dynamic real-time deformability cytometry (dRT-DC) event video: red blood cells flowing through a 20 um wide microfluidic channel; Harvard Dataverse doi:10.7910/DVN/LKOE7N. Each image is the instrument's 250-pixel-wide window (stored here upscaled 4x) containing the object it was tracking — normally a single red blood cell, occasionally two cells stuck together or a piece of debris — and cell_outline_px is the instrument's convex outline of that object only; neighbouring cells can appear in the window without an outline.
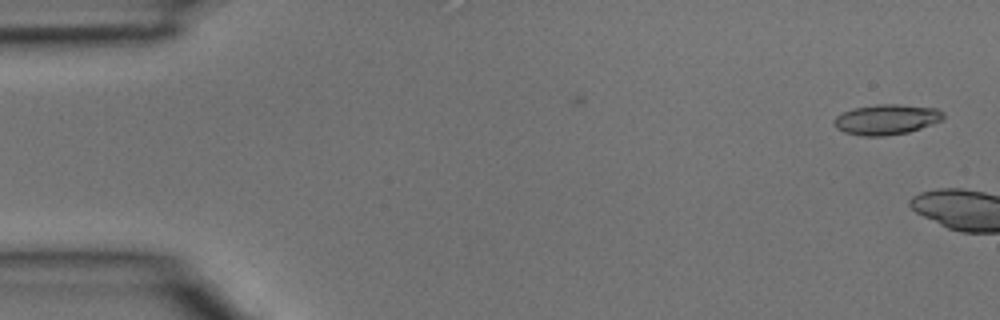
{"species": "common noctule bat (a hibernating species)", "species_latin": "Nyctalus noctula", "temperature_condition": "room temperature", "stored_images_in_passage": 2, "camera_frame_rate_fps": 3000, "um_per_image_px": 0.085, "animal": {"sex": "male", "body_mass_g": 15.6}, "frame": {"image": 1, "passage_image": 2, "time_ms": 0.333, "image_size_px": [1000, 320], "cell_outline_px": [[944, 116], [940, 120], [932, 124], [908, 132], [884, 136], [860, 136], [844, 132], [836, 128], [832, 124], [832, 120], [836, 116], [852, 108], [876, 104], [900, 104], [936, 108], [944, 112]], "centroid_in_image_um": [75.3, 10.15], "position_along_channel_um": 9.7, "area_um2": 19.42}}